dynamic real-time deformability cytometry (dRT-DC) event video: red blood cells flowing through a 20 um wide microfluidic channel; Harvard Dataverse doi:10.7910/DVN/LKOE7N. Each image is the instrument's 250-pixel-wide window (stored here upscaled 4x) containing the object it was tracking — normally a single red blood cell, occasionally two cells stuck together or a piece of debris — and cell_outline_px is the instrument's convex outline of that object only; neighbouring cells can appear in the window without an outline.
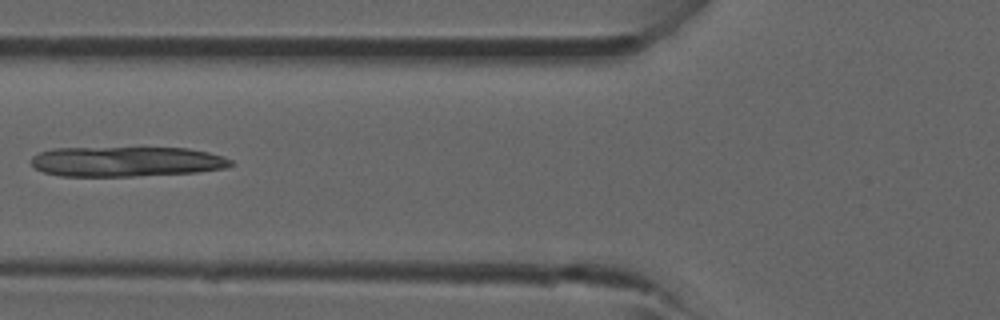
{"species": "common noctule bat (a hibernating species)", "species_latin": "Nyctalus noctula", "temperature_condition": "room temperature", "stored_images_in_passage": 3, "camera_frame_rate_fps": 3000, "um_per_image_px": 0.085, "animal": {"sex": "male", "forearm_length_mm": 52.5}, "frame": {"image": 1, "passage_image": 3, "time_ms": 2.333, "image_size_px": [1000, 320], "cell_outline_px": [[232, 164], [224, 168], [196, 172], [136, 176], [60, 176], [44, 172], [36, 168], [32, 164], [32, 156], [40, 152], [52, 148], [188, 148], [208, 152], [224, 156], [232, 160]], "centroid_in_image_um": [10.74, 13.73], "position_along_channel_um": 115.1, "area_um2": 34.85}}